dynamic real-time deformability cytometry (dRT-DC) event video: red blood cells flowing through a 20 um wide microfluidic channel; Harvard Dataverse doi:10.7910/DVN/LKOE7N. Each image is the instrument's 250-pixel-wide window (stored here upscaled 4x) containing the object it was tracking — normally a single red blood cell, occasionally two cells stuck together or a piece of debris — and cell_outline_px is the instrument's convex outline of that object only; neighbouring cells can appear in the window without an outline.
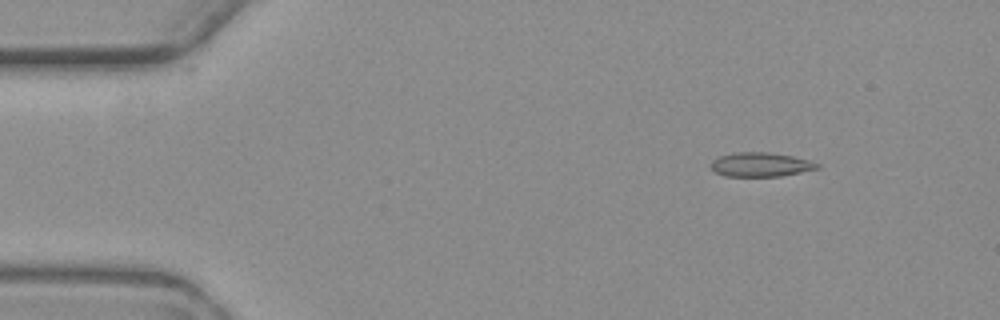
{"species": "common noctule bat (a hibernating species)", "species_latin": "Nyctalus noctula", "temperature_condition": "warm", "stored_images_in_passage": 5, "camera_frame_rate_fps": 3000, "um_per_image_px": 0.085, "animal": {"sex": "female", "body_mass_g": 19.3, "forearm_length_mm": 54.1}, "frame": {"image": 1, "passage_image": 2, "time_ms": 1.333, "image_size_px": [1000, 320], "cell_outline_px": [[820, 168], [780, 176], [724, 176], [716, 172], [708, 164], [712, 160], [720, 156], [736, 152], [768, 152], [792, 156], [808, 160], [820, 164]], "centroid_in_image_um": [64.63, 13.98], "position_along_channel_um": 20.4, "area_um2": 14.91}}
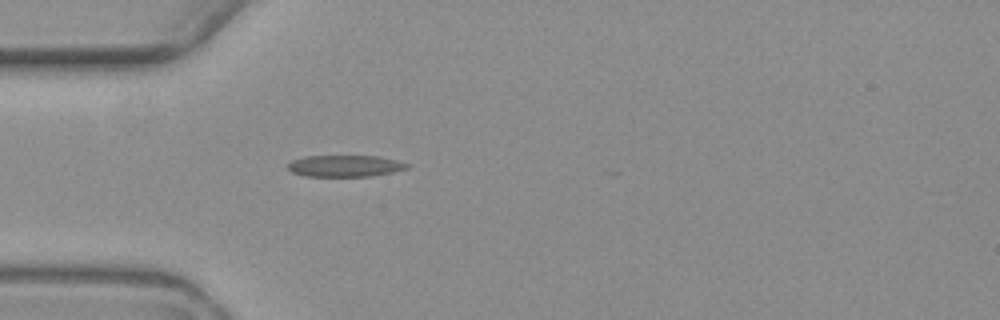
{"frame": {"image": 2, "passage_image": 5, "time_ms": 4.667, "image_size_px": [1000, 320], "cell_outline_px": [[412, 164], [408, 168], [392, 172], [372, 176], [304, 176], [292, 172], [288, 168], [288, 164], [292, 160], [304, 156], [376, 156], [396, 160]], "centroid_in_image_um": [29.34, 14.1], "position_along_channel_um": 55.7, "area_um2": 14.97}}